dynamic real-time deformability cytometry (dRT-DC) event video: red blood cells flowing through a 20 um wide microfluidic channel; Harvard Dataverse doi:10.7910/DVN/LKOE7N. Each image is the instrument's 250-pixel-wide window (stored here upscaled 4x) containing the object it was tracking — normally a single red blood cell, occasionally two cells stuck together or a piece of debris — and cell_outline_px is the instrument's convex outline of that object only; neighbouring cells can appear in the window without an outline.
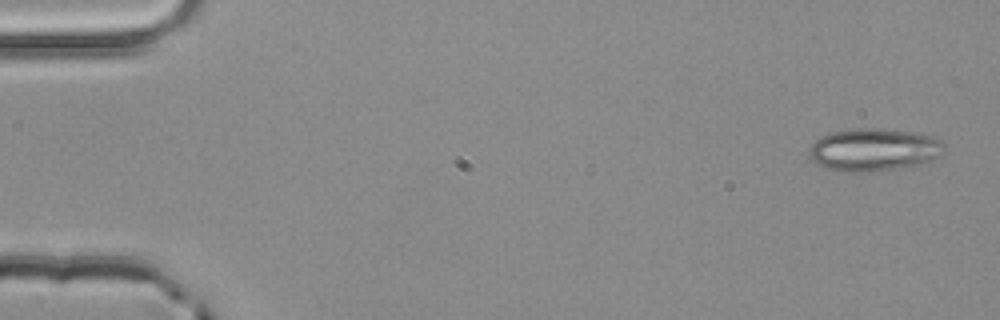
{"species": "common noctule bat (a hibernating species)", "species_latin": "Nyctalus noctula", "temperature_condition": "room temperature", "stored_images_in_passage": 6, "camera_frame_rate_fps": 3000, "um_per_image_px": 0.085, "animal": {"sex": "male", "body_mass_g": 20.4}, "frame": {"image": 1, "passage_image": 1, "time_ms": 0.0, "image_size_px": [1000, 320], "cell_outline_px": [[944, 144], [936, 156], [932, 160], [920, 164], [868, 172], [840, 172], [828, 168], [812, 160], [808, 152], [808, 148], [820, 136], [832, 132], [856, 128], [876, 128], [912, 132], [932, 136], [940, 140]], "centroid_in_image_um": [74.21, 12.72], "position_along_channel_um": 10.8, "area_um2": 33.18}}
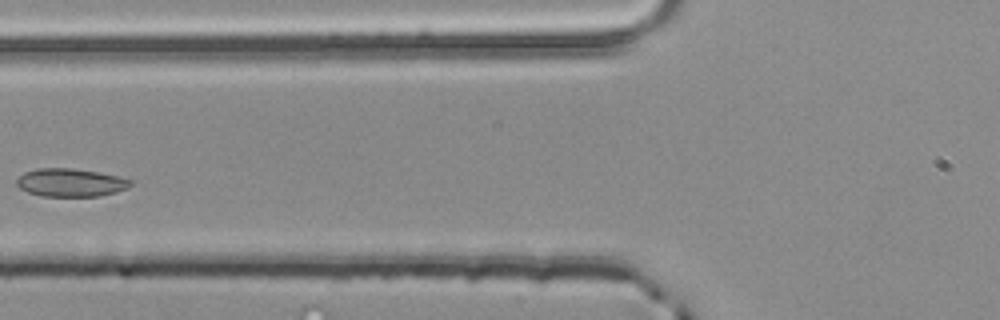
{"frame": {"image": 2, "passage_image": 6, "time_ms": 1.667, "image_size_px": [1000, 320], "cell_outline_px": [[132, 184], [128, 188], [116, 192], [100, 196], [40, 196], [28, 192], [20, 188], [16, 184], [16, 180], [24, 172], [36, 168], [72, 168], [120, 176], [132, 180]], "centroid_in_image_um": [6.0, 15.52], "position_along_channel_um": 119.8, "area_um2": 18.73}}